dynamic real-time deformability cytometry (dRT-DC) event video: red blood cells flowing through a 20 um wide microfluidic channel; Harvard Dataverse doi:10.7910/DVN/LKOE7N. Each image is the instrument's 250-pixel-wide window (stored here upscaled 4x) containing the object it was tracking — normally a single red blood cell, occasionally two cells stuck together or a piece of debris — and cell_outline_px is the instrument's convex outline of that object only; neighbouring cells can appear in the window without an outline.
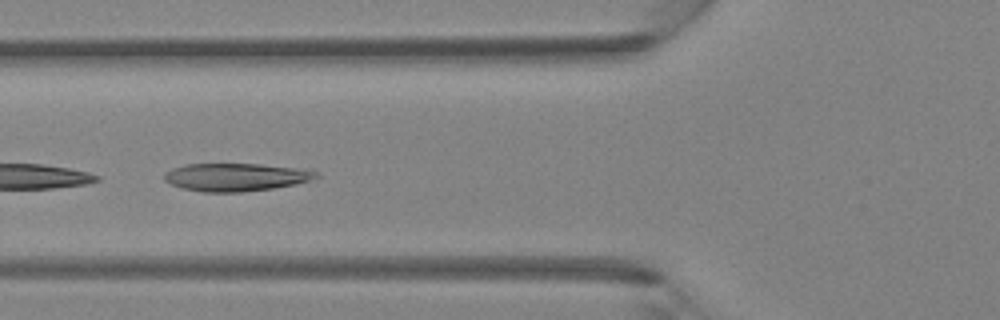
{"species": "Egyptian fruit bat (a non-hibernating species)", "species_latin": "Rousettus aegyptiacus", "temperature_condition": "room temperature", "stored_images_in_passage": 39, "camera_frame_rate_fps": 3000, "um_per_image_px": 0.085, "animal": {"sex": "female"}, "frame": {"image": 1, "passage_image": 17, "time_ms": 5.333, "image_size_px": [1000, 320], "cell_outline_px": [[320, 176], [296, 184], [272, 188], [240, 192], [204, 192], [180, 188], [164, 180], [164, 172], [172, 168], [184, 164], [260, 164], [296, 168], [320, 172]], "centroid_in_image_um": [20.0, 15.05], "position_along_channel_um": 105.8, "area_um2": 24.62}}
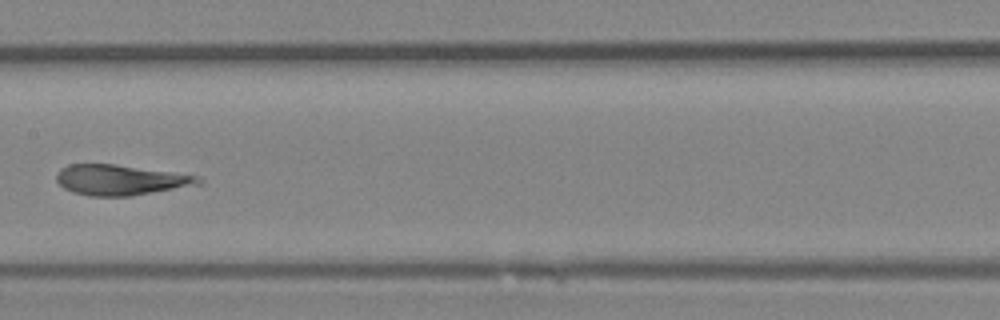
{"frame": {"image": 2, "passage_image": 23, "time_ms": 7.333, "image_size_px": [1000, 320], "cell_outline_px": [[204, 184], [132, 196], [88, 196], [72, 192], [64, 188], [56, 180], [56, 172], [60, 168], [68, 164], [116, 164], [200, 176], [204, 180]], "centroid_in_image_um": [10.27, 15.3], "position_along_channel_um": 197.1, "area_um2": 25.49}}
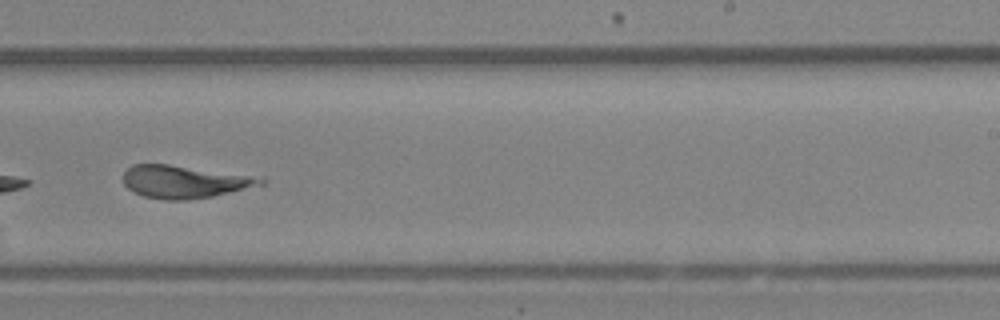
{"frame": {"image": 3, "passage_image": 28, "time_ms": 9.0, "image_size_px": [1000, 320], "cell_outline_px": [[268, 180], [264, 184], [212, 196], [184, 200], [168, 200], [144, 196], [132, 192], [124, 184], [124, 172], [132, 164], [168, 164], [264, 176]], "centroid_in_image_um": [15.74, 15.43], "position_along_channel_um": 273.3, "area_um2": 26.41}}